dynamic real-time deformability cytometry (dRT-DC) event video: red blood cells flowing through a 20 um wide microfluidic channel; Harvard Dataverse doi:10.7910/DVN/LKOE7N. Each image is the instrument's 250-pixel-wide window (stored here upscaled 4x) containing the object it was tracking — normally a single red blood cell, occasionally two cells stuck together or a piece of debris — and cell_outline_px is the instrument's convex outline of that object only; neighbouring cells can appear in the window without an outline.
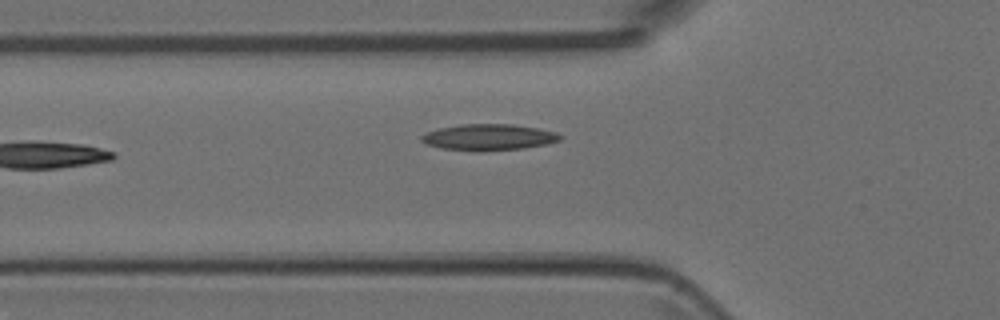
{"species": "Egyptian fruit bat (a non-hibernating species)", "species_latin": "Rousettus aegyptiacus", "temperature_condition": "room temperature", "stored_images_in_passage": 6, "camera_frame_rate_fps": 3000, "um_per_image_px": 0.085, "animal": {"sex": "female"}, "frame": {"image": 1, "passage_image": 6, "time_ms": 1.667, "image_size_px": [1000, 320], "cell_outline_px": [[560, 140], [544, 144], [524, 148], [480, 152], [440, 148], [428, 144], [420, 140], [420, 136], [424, 132], [440, 128], [460, 124], [512, 124], [536, 128], [556, 132], [560, 136]], "centroid_in_image_um": [41.47, 11.67], "position_along_channel_um": 84.3, "area_um2": 21.21}}